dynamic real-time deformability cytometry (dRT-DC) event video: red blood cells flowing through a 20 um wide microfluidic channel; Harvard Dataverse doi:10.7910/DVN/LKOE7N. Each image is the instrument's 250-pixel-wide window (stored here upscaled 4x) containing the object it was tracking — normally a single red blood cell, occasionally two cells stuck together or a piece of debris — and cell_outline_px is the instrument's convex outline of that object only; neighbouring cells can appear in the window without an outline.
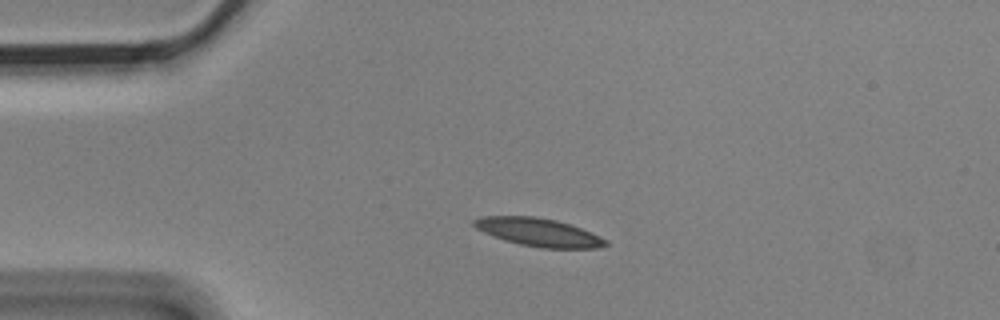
{"species": "Egyptian fruit bat (a non-hibernating species)", "species_latin": "Rousettus aegyptiacus", "temperature_condition": "cold", "stored_images_in_passage": 3, "camera_frame_rate_fps": 3000, "um_per_image_px": 0.085, "animal": {"sex": "male"}, "frame": {"image": 1, "passage_image": 2, "time_ms": 0.333, "image_size_px": [1000, 320], "cell_outline_px": [[608, 244], [596, 248], [540, 248], [520, 244], [504, 240], [484, 232], [476, 228], [472, 224], [472, 220], [480, 216], [536, 216], [556, 220], [580, 228], [608, 240]], "centroid_in_image_um": [45.74, 19.73], "position_along_channel_um": 39.3, "area_um2": 21.44}}